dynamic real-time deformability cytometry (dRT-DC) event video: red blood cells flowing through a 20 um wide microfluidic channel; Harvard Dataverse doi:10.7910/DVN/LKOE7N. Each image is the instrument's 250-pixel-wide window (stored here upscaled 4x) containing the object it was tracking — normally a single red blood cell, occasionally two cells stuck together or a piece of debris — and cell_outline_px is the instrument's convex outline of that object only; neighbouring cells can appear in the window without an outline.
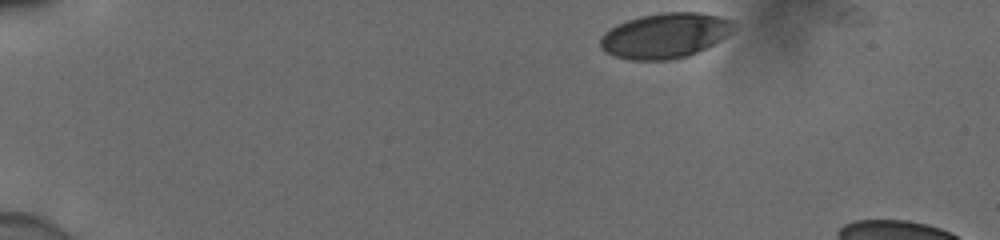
{"species": "human", "species_latin": "Homo sapiens", "temperature_condition": "cold", "stored_images_in_passage": 38, "camera_frame_rate_fps": 3000, "um_per_image_px": 0.085, "donor": {"sex": "male"}, "frame": {"image": 1, "passage_image": 1, "time_ms": 0.0, "image_size_px": [1000, 240], "cell_outline_px": [[736, 24], [732, 32], [712, 44], [688, 56], [672, 60], [632, 60], [616, 56], [600, 48], [600, 40], [604, 32], [616, 24], [640, 16], [660, 12], [700, 12], [716, 16], [728, 20]], "centroid_in_image_um": [56.5, 3.02], "position_along_channel_um": 28.5, "area_um2": 34.85}}
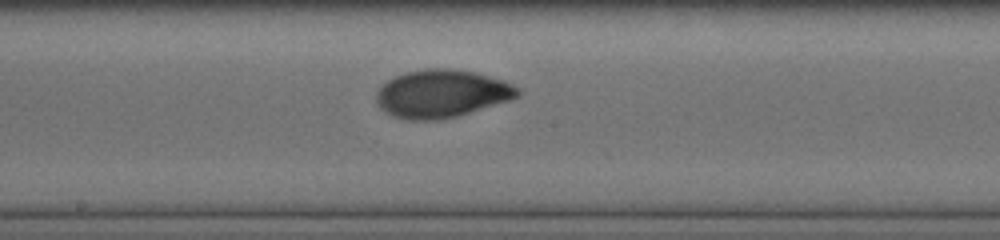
{"frame": {"image": 2, "passage_image": 23, "time_ms": 7.333, "image_size_px": [1000, 240], "cell_outline_px": [[520, 96], [508, 100], [456, 116], [436, 120], [408, 120], [396, 116], [388, 112], [376, 100], [376, 96], [380, 88], [388, 80], [404, 72], [424, 68], [456, 68], [476, 72], [504, 80], [520, 88]], "centroid_in_image_um": [37.59, 7.93], "position_along_channel_um": 210.6, "area_um2": 39.07}}
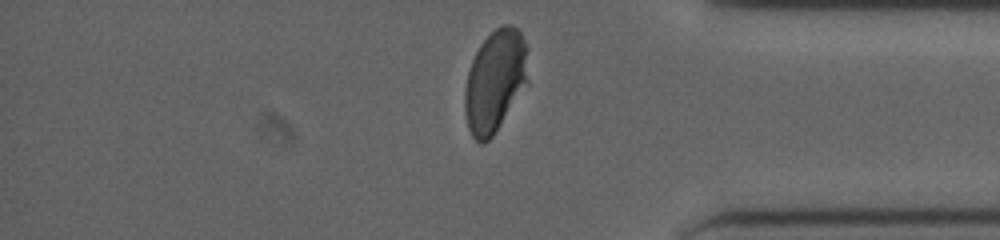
{"frame": {"image": 3, "passage_image": 38, "time_ms": 12.333, "image_size_px": [1000, 240], "cell_outline_px": [[528, 80], [492, 136], [484, 144], [480, 144], [472, 136], [468, 128], [464, 108], [464, 92], [468, 72], [472, 60], [480, 44], [496, 28], [504, 24], [512, 24], [520, 32], [528, 48]], "centroid_in_image_um": [42.07, 6.85], "position_along_channel_um": 393.1, "area_um2": 37.4}, "authors_computed_cell_mechanics": {"area_um2": 37.9168, "velocity_mm_per_s": 3.8814, "shape_relaxation_time_tau1_ms": 3.8502, "shape_relaxation_time_tau2_ms": 0.8376, "deformation_change_tau1": 0.1426, "deformation_change_tau2": 0.0376}}